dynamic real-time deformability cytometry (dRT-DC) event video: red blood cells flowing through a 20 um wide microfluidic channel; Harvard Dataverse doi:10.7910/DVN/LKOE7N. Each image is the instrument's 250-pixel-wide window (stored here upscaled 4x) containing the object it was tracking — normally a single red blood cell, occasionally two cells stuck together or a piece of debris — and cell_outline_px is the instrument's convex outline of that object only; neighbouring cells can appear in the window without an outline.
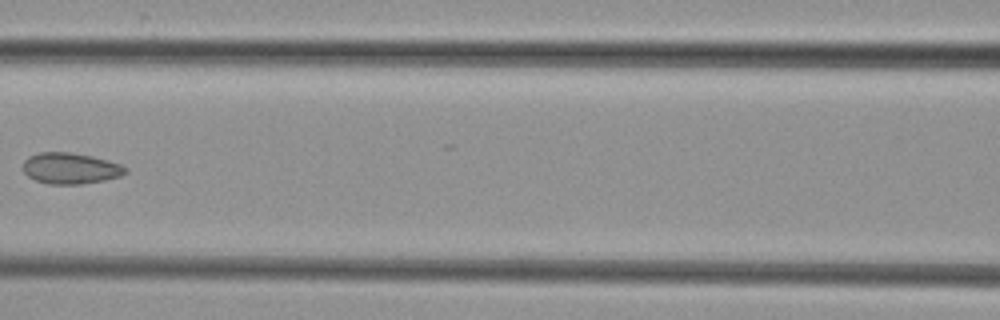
{"species": "common noctule bat (a hibernating species)", "species_latin": "Nyctalus noctula", "temperature_condition": "cold", "stored_images_in_passage": 8, "camera_frame_rate_fps": 3000, "um_per_image_px": 0.085, "animal": {"sex": "female", "body_mass_g": 29.2, "forearm_length_mm": 56.3}, "frame": {"image": 1, "passage_image": 7, "time_ms": 8.0, "image_size_px": [1000, 320], "cell_outline_px": [[128, 172], [120, 176], [104, 180], [80, 184], [48, 184], [36, 180], [28, 176], [24, 172], [24, 160], [28, 156], [40, 152], [72, 152], [92, 156], [108, 160], [120, 164], [128, 168]], "centroid_in_image_um": [6.0, 14.3], "position_along_channel_um": 160.6, "area_um2": 18.61}}
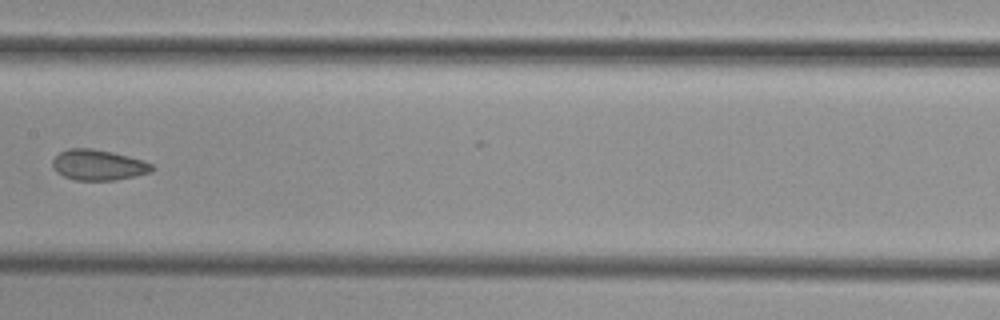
{"frame": {"image": 2, "passage_image": 8, "time_ms": 9.0, "image_size_px": [1000, 320], "cell_outline_px": [[156, 168], [152, 172], [116, 180], [76, 180], [64, 176], [56, 172], [52, 168], [52, 160], [60, 152], [68, 148], [92, 148], [112, 152], [144, 160], [152, 164]], "centroid_in_image_um": [8.36, 14.02], "position_along_channel_um": 199.0, "area_um2": 17.86}}